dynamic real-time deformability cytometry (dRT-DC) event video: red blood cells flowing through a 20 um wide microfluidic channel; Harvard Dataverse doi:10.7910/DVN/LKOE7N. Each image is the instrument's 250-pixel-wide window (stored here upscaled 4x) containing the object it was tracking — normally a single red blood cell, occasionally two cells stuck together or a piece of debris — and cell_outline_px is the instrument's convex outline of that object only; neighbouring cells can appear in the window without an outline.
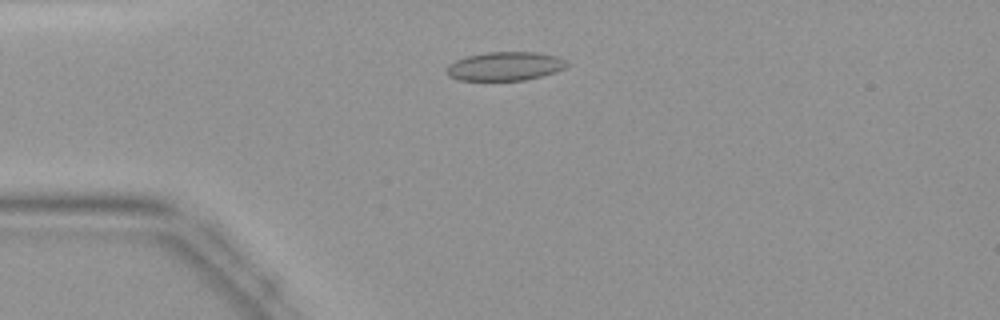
{"species": "common noctule bat (a hibernating species)", "species_latin": "Nyctalus noctula", "temperature_condition": "warm", "stored_images_in_passage": 45, "camera_frame_rate_fps": 3000, "um_per_image_px": 0.085, "animal": {"sex": "female", "body_mass_g": 19.9}, "frame": {"image": 1, "passage_image": 11, "time_ms": 3.333, "image_size_px": [1000, 320], "cell_outline_px": [[568, 64], [564, 68], [556, 72], [524, 80], [460, 80], [448, 76], [448, 64], [456, 60], [468, 56], [488, 52], [536, 52], [556, 56], [564, 60]], "centroid_in_image_um": [42.93, 5.63], "position_along_channel_um": 42.1, "area_um2": 19.88}}
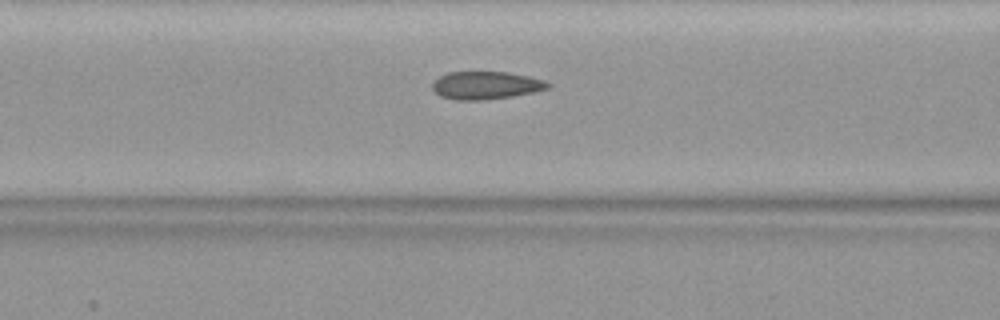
{"frame": {"image": 2, "passage_image": 18, "time_ms": 5.667, "image_size_px": [1000, 320], "cell_outline_px": [[552, 84], [548, 88], [536, 92], [512, 96], [484, 100], [456, 100], [440, 96], [432, 88], [432, 80], [448, 72], [508, 72], [528, 76], [544, 80]], "centroid_in_image_um": [41.3, 7.25], "position_along_channel_um": 125.3, "area_um2": 18.84}}
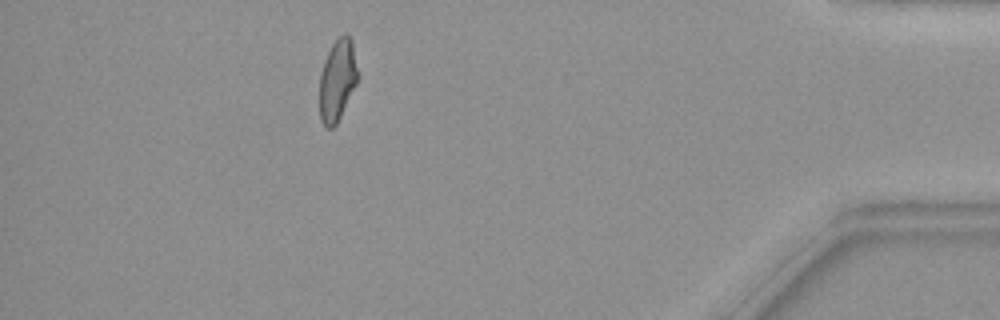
{"frame": {"image": 3, "passage_image": 40, "time_ms": 13.0, "image_size_px": [1000, 320], "cell_outline_px": [[356, 84], [336, 124], [332, 128], [324, 128], [320, 120], [320, 76], [328, 52], [332, 44], [344, 32], [348, 32], [352, 40], [356, 68]], "centroid_in_image_um": [28.66, 6.82], "position_along_channel_um": 406.5, "area_um2": 17.74}}